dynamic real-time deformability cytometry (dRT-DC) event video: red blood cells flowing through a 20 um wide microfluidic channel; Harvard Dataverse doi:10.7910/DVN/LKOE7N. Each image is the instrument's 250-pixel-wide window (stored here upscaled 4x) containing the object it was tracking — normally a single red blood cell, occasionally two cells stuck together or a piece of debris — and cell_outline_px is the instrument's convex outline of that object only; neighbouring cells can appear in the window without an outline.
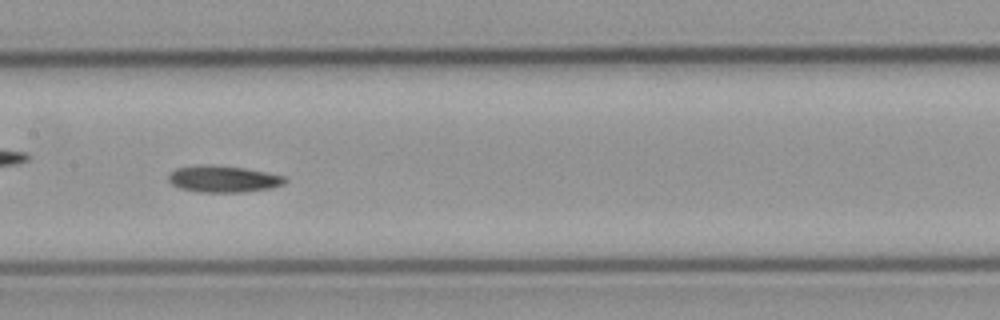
{"species": "common noctule bat (a hibernating species)", "species_latin": "Nyctalus noctula", "temperature_condition": "cold", "stored_images_in_passage": 42, "camera_frame_rate_fps": 3000, "um_per_image_px": 0.085, "animal": {"sex": "male", "body_mass_g": 23.1, "forearm_length_mm": 52.7}, "frame": {"image": 1, "passage_image": 13, "time_ms": 4.0, "image_size_px": [1000, 320], "cell_outline_px": [[288, 180], [284, 184], [272, 188], [244, 192], [196, 192], [180, 188], [172, 184], [168, 180], [168, 176], [176, 168], [244, 168], [268, 172], [284, 176]], "centroid_in_image_um": [19.08, 15.28], "position_along_channel_um": 188.3, "area_um2": 17.17}, "authors_computed_cell_mechanics": {"area_um2": 17.4556, "velocity_mm_per_s": 3.6512, "shape_relaxation_time_tau1_ms": 10.9005, "shape_relaxation_time_tau2_ms": null, "deformation_change_tau1": 0.1837, "deformation_change_tau2": null}}